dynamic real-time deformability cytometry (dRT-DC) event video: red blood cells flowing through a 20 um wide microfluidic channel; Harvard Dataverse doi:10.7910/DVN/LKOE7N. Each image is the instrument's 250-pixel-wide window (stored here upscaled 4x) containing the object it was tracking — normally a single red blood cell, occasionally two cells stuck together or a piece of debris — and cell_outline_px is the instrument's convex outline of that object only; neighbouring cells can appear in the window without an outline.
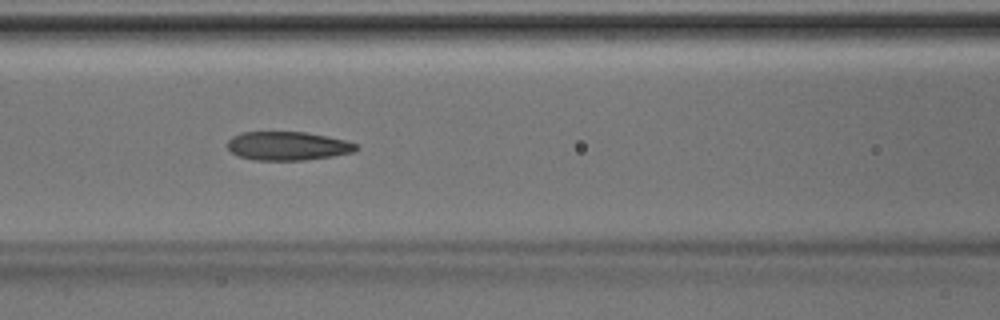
{"species": "Egyptian fruit bat (a non-hibernating species)", "species_latin": "Rousettus aegyptiacus", "temperature_condition": "room temperature", "stored_images_in_passage": 46, "camera_frame_rate_fps": 3000, "um_per_image_px": 0.085, "animal": {"sex": "male"}, "frame": {"image": 1, "passage_image": 20, "time_ms": 6.333, "image_size_px": [1000, 320], "cell_outline_px": [[360, 148], [352, 152], [332, 156], [304, 160], [256, 160], [240, 156], [232, 152], [228, 148], [228, 140], [232, 136], [244, 132], [308, 132], [328, 136], [344, 140], [356, 144]], "centroid_in_image_um": [24.47, 12.4], "position_along_channel_um": 142.1, "area_um2": 21.39}}
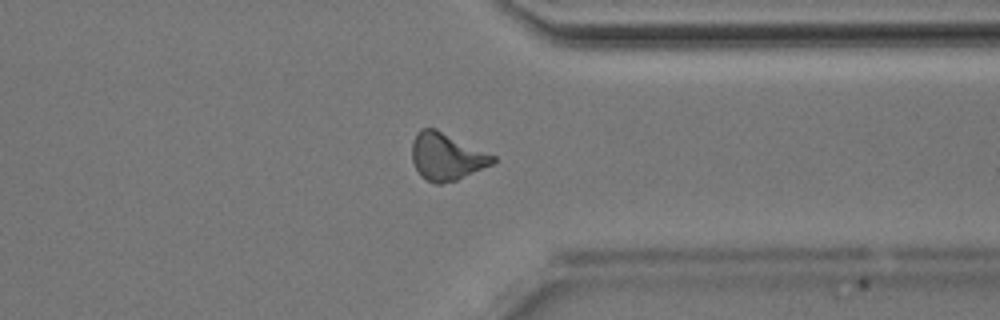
{"frame": {"image": 2, "passage_image": 36, "time_ms": 11.667, "image_size_px": [1000, 320], "cell_outline_px": [[496, 160], [492, 164], [456, 180], [440, 184], [436, 184], [420, 176], [412, 160], [412, 140], [416, 132], [420, 128], [436, 128], [496, 156]], "centroid_in_image_um": [37.93, 13.29], "position_along_channel_um": 373.5, "area_um2": 22.25}}
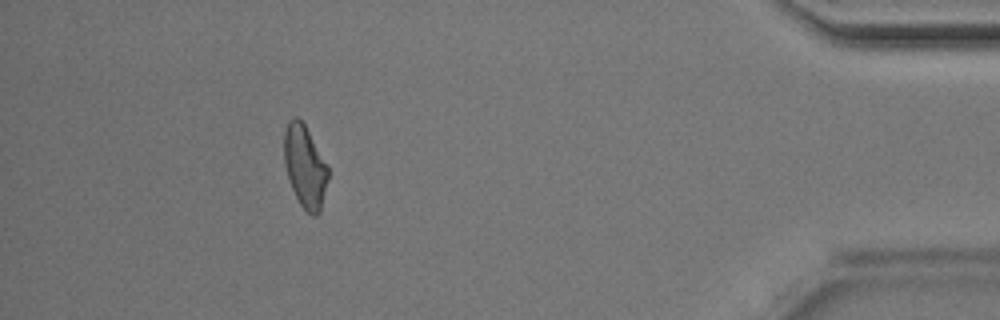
{"frame": {"image": 3, "passage_image": 42, "time_ms": 13.667, "image_size_px": [1000, 320], "cell_outline_px": [[328, 180], [320, 212], [316, 216], [312, 216], [300, 204], [292, 188], [284, 164], [284, 132], [288, 120], [292, 116], [296, 116], [304, 124], [328, 164]], "centroid_in_image_um": [25.92, 14.13], "position_along_channel_um": 409.3, "area_um2": 21.15}}